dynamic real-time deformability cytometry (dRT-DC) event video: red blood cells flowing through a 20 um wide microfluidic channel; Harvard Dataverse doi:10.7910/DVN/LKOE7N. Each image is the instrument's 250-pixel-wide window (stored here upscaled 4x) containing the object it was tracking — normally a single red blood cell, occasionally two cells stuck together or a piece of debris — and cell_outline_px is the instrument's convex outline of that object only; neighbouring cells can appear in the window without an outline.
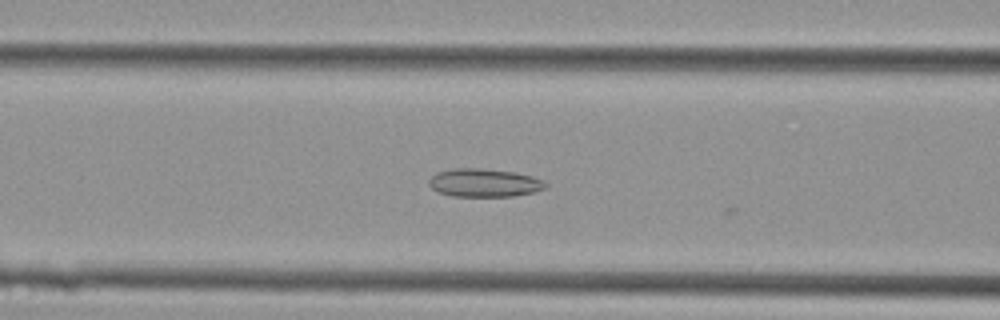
{"species": "Egyptian fruit bat (a non-hibernating species)", "species_latin": "Rousettus aegyptiacus", "temperature_condition": "cold", "stored_images_in_passage": 9, "camera_frame_rate_fps": 3000, "um_per_image_px": 0.085, "animal": {"sex": "female"}, "frame": {"image": 1, "passage_image": 4, "time_ms": 1.0, "image_size_px": [1000, 320], "cell_outline_px": [[548, 184], [544, 188], [532, 192], [512, 196], [452, 196], [440, 192], [432, 188], [428, 184], [428, 180], [436, 172], [452, 168], [480, 168], [516, 172], [532, 176], [544, 180]], "centroid_in_image_um": [41.15, 15.52], "position_along_channel_um": 125.5, "area_um2": 19.19}}
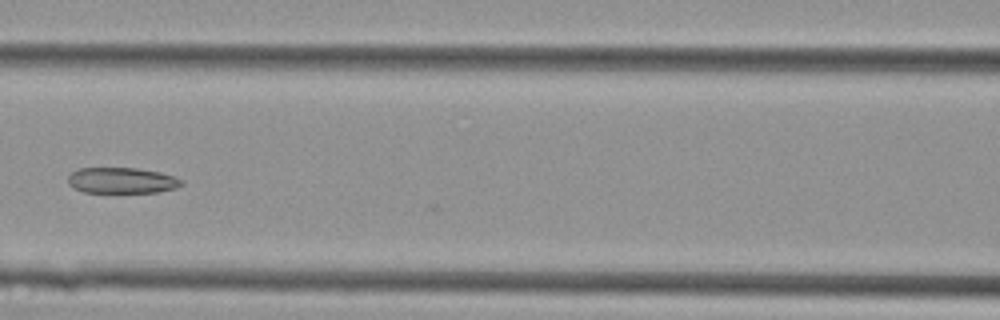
{"frame": {"image": 2, "passage_image": 6, "time_ms": 1.667, "image_size_px": [1000, 320], "cell_outline_px": [[184, 184], [176, 188], [156, 192], [84, 192], [72, 188], [68, 184], [68, 176], [72, 172], [80, 168], [136, 168], [160, 172], [176, 176], [184, 180]], "centroid_in_image_um": [10.38, 15.33], "position_along_channel_um": 156.2, "area_um2": 17.22}}
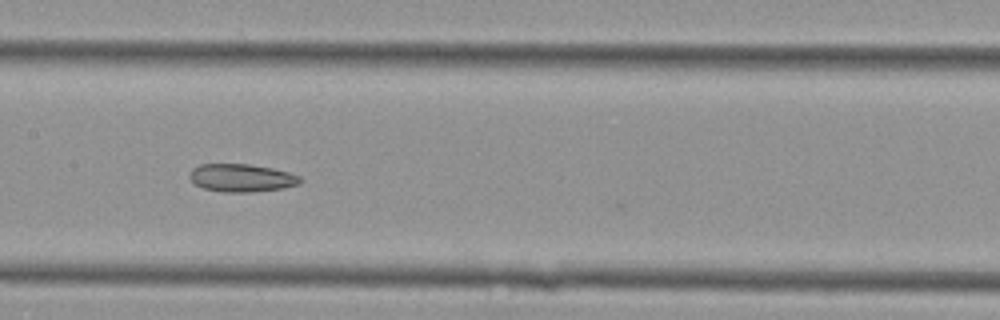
{"frame": {"image": 3, "passage_image": 8, "time_ms": 2.333, "image_size_px": [1000, 320], "cell_outline_px": [[304, 180], [300, 184], [284, 188], [252, 192], [220, 192], [204, 188], [196, 184], [188, 176], [192, 168], [200, 164], [248, 164], [272, 168], [288, 172], [300, 176]], "centroid_in_image_um": [20.56, 15.12], "position_along_channel_um": 186.8, "area_um2": 18.09}}